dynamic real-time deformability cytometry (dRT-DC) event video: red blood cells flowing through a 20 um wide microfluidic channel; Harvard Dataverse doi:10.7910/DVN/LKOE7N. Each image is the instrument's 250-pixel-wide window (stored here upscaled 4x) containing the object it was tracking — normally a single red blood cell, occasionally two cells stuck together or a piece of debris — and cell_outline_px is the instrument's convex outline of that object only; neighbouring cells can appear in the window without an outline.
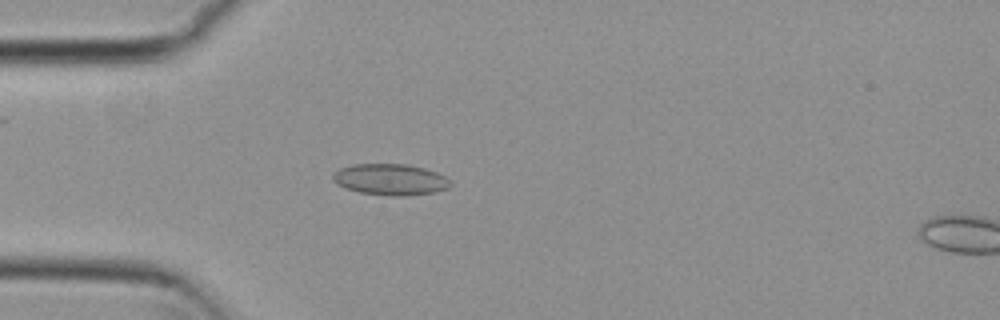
{"species": "common noctule bat (a hibernating species)", "species_latin": "Nyctalus noctula", "temperature_condition": "cold", "stored_images_in_passage": 18, "camera_frame_rate_fps": 3000, "um_per_image_px": 0.085, "animal": {"sex": "female", "body_mass_g": 29.2, "forearm_length_mm": 56.3}, "frame": {"image": 1, "passage_image": 16, "time_ms": 5.0, "image_size_px": [1000, 320], "cell_outline_px": [[452, 184], [448, 188], [436, 192], [404, 196], [392, 196], [360, 192], [344, 188], [336, 184], [332, 180], [332, 176], [340, 168], [352, 164], [404, 164], [424, 168], [436, 172], [452, 180]], "centroid_in_image_um": [33.19, 15.26], "position_along_channel_um": 51.8, "area_um2": 21.5}}